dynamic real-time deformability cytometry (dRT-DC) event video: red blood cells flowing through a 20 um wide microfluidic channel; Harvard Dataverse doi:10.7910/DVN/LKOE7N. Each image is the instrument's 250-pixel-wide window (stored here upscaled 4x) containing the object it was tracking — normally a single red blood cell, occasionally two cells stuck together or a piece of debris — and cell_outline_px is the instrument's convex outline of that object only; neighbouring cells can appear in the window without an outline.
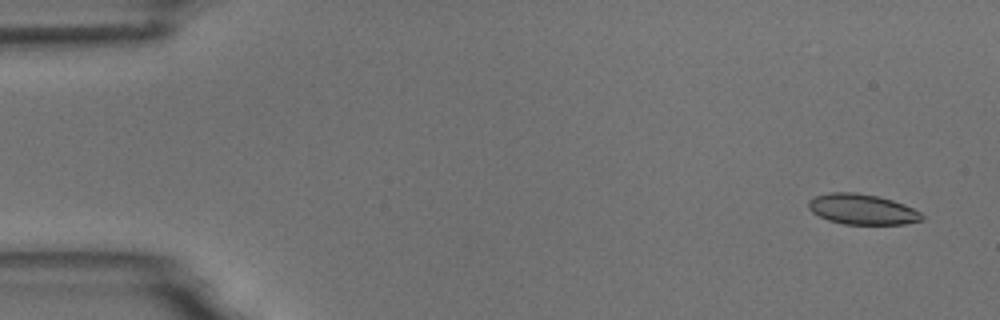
{"species": "common noctule bat (a hibernating species)", "species_latin": "Nyctalus noctula", "temperature_condition": "room temperature", "stored_images_in_passage": 6, "camera_frame_rate_fps": 3000, "um_per_image_px": 0.085, "animal": {"sex": "male", "body_mass_g": 18.8}, "frame": {"image": 1, "passage_image": 1, "time_ms": 0.0, "image_size_px": [1000, 320], "cell_outline_px": [[924, 220], [904, 224], [844, 224], [828, 220], [812, 212], [808, 208], [808, 200], [816, 196], [832, 192], [856, 192], [880, 196], [904, 204], [920, 212], [924, 216]], "centroid_in_image_um": [73.3, 17.78], "position_along_channel_um": 11.7, "area_um2": 20.17}}
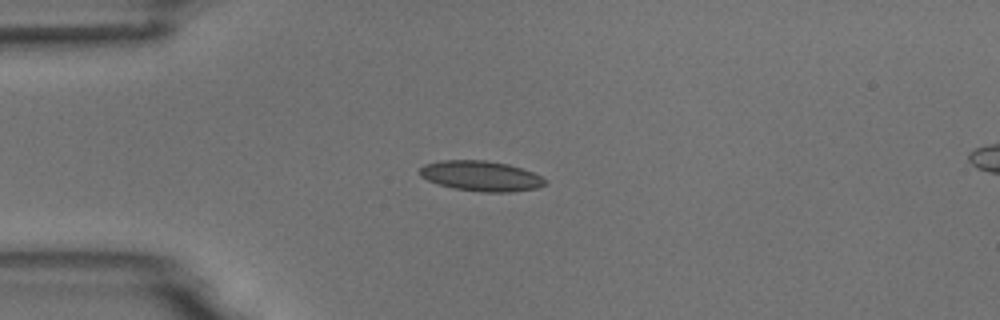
{"frame": {"image": 2, "passage_image": 4, "time_ms": 3.667, "image_size_px": [1000, 320], "cell_outline_px": [[548, 184], [536, 188], [512, 192], [480, 192], [452, 188], [428, 180], [420, 176], [420, 168], [424, 164], [440, 160], [484, 160], [508, 164], [532, 172], [548, 180]], "centroid_in_image_um": [40.9, 14.96], "position_along_channel_um": 44.1, "area_um2": 22.14}}